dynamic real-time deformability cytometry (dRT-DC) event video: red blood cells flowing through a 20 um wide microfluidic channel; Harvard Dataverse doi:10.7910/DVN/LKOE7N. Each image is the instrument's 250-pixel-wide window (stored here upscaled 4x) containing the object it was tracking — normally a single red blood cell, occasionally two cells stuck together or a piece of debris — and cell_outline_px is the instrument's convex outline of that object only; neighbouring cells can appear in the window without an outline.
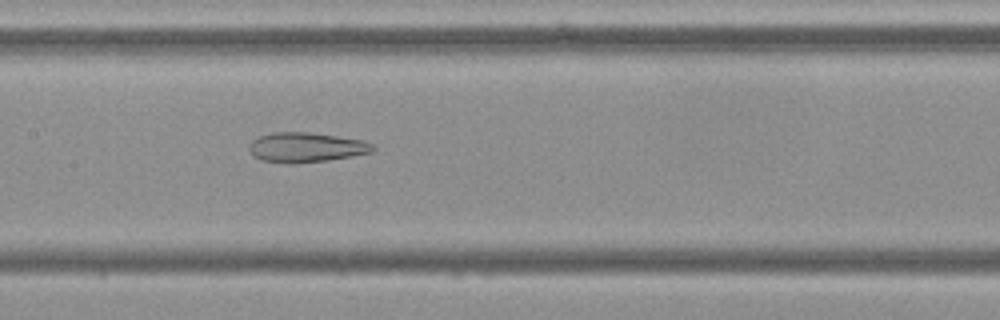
{"species": "Egyptian fruit bat (a non-hibernating species)", "species_latin": "Rousettus aegyptiacus", "temperature_condition": "cold", "stored_images_in_passage": 44, "camera_frame_rate_fps": 3000, "um_per_image_px": 0.085, "frame": {"image": 1, "passage_image": 16, "time_ms": 5.0, "image_size_px": [1000, 320], "cell_outline_px": [[376, 148], [372, 152], [328, 160], [296, 164], [288, 164], [260, 160], [252, 156], [248, 148], [248, 144], [252, 140], [260, 136], [272, 132], [308, 132], [364, 140], [372, 144]], "centroid_in_image_um": [25.97, 12.53], "position_along_channel_um": 181.4, "area_um2": 21.68}}
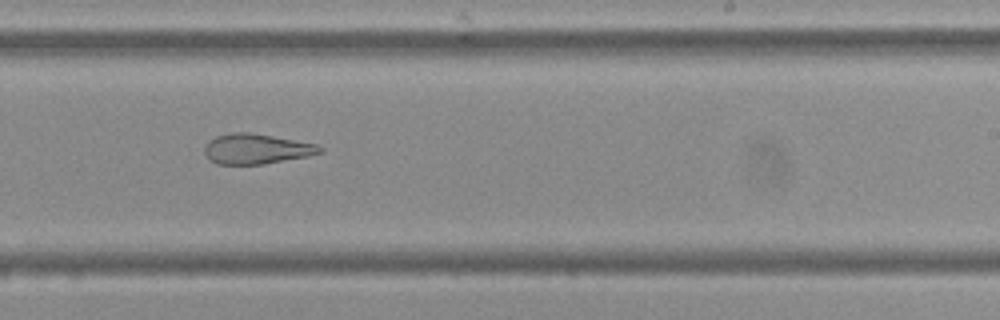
{"frame": {"image": 2, "passage_image": 23, "time_ms": 7.333, "image_size_px": [1000, 320], "cell_outline_px": [[324, 152], [308, 156], [264, 164], [216, 164], [204, 152], [204, 148], [208, 140], [216, 136], [228, 132], [248, 132], [272, 136], [316, 144], [324, 148]], "centroid_in_image_um": [21.79, 12.65], "position_along_channel_um": 267.2, "area_um2": 20.23}}
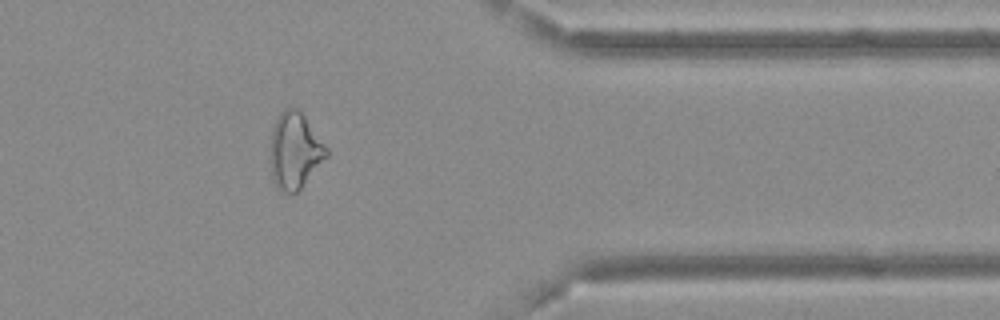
{"frame": {"image": 3, "passage_image": 34, "time_ms": 11.0, "image_size_px": [1000, 320], "cell_outline_px": [[328, 156], [300, 188], [296, 192], [284, 192], [276, 188], [272, 180], [268, 156], [268, 152], [272, 128], [280, 112], [284, 108], [300, 108], [328, 148]], "centroid_in_image_um": [25.02, 12.78], "position_along_channel_um": 386.4, "area_um2": 25.55}, "authors_computed_cell_mechanics": {"area_um2": 24.6228, "velocity_mm_per_s": 3.6894, "shape_relaxation_time_tau1_ms": null, "shape_relaxation_time_tau2_ms": 2.7419, "deformation_change_tau1": null, "deformation_change_tau2": 0.1212}}